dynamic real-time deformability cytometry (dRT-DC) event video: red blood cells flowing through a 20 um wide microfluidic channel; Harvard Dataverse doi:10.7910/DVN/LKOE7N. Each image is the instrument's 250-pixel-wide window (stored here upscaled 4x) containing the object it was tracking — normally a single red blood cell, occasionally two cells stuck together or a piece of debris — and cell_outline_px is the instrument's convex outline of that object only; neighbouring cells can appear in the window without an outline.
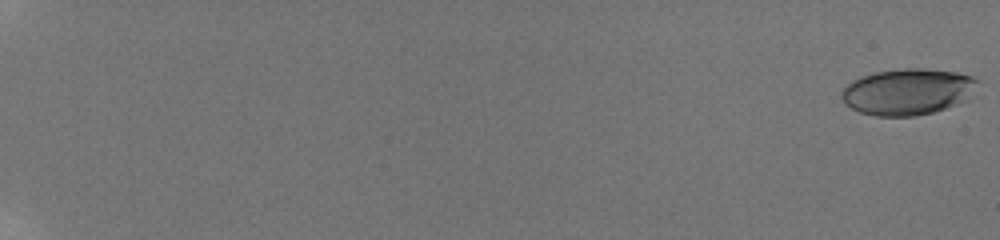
{"species": "human", "species_latin": "Homo sapiens", "temperature_condition": "room temperature", "stored_images_in_passage": 17, "camera_frame_rate_fps": 3000, "um_per_image_px": 0.085, "donor": {"sex": "male"}, "frame": {"image": 1, "passage_image": 1, "time_ms": 0.0, "image_size_px": [1000, 240], "cell_outline_px": [[980, 80], [968, 100], [932, 112], [916, 116], [876, 116], [860, 112], [844, 104], [840, 96], [840, 92], [852, 80], [860, 76], [876, 72], [904, 68], [924, 68], [956, 72], [972, 76]], "centroid_in_image_um": [77.15, 7.79], "position_along_channel_um": 7.9, "area_um2": 36.88}}